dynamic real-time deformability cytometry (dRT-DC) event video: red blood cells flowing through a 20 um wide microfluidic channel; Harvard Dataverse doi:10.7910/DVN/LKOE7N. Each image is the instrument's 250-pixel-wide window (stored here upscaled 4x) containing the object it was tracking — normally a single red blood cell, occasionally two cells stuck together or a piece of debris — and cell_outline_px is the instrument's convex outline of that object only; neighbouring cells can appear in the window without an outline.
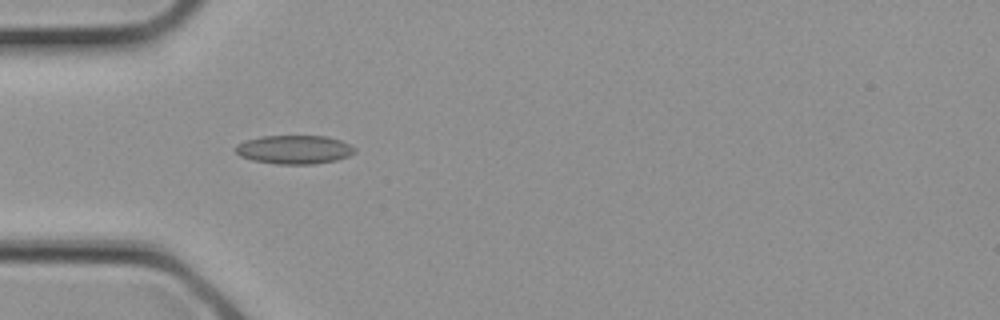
{"species": "common noctule bat (a hibernating species)", "species_latin": "Nyctalus noctula", "temperature_condition": "cold", "stored_images_in_passage": 13, "camera_frame_rate_fps": 3000, "um_per_image_px": 0.085, "animal": {"sex": "female", "body_mass_g": 21.9}, "frame": {"image": 1, "passage_image": 8, "time_ms": 2.333, "image_size_px": [1000, 320], "cell_outline_px": [[356, 152], [348, 156], [336, 160], [312, 164], [276, 164], [252, 160], [240, 156], [232, 148], [236, 144], [244, 140], [260, 136], [328, 136], [340, 140], [356, 148]], "centroid_in_image_um": [24.97, 12.71], "position_along_channel_um": 60.0, "area_um2": 20.11}}
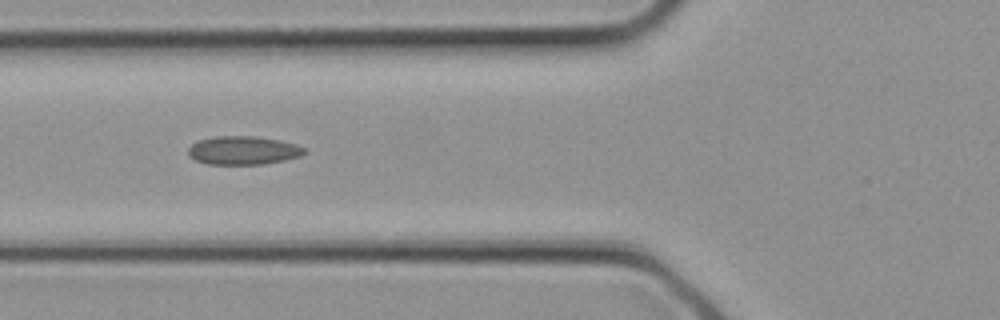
{"frame": {"image": 2, "passage_image": 10, "time_ms": 3.0, "image_size_px": [1000, 320], "cell_outline_px": [[308, 152], [300, 156], [284, 160], [264, 164], [208, 164], [196, 160], [188, 156], [188, 148], [192, 144], [200, 140], [216, 136], [256, 136], [280, 140], [296, 144], [308, 148]], "centroid_in_image_um": [20.72, 12.78], "position_along_channel_um": 105.1, "area_um2": 19.42}}
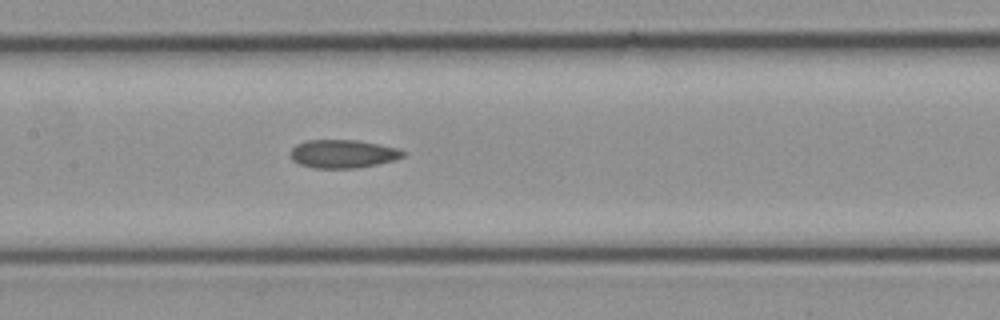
{"frame": {"image": 3, "passage_image": 13, "time_ms": 4.0, "image_size_px": [1000, 320], "cell_outline_px": [[408, 152], [404, 156], [396, 160], [380, 164], [356, 168], [312, 168], [300, 164], [292, 160], [288, 152], [296, 144], [308, 140], [356, 140], [380, 144], [396, 148]], "centroid_in_image_um": [29.16, 13.08], "position_along_channel_um": 178.2, "area_um2": 18.84}}